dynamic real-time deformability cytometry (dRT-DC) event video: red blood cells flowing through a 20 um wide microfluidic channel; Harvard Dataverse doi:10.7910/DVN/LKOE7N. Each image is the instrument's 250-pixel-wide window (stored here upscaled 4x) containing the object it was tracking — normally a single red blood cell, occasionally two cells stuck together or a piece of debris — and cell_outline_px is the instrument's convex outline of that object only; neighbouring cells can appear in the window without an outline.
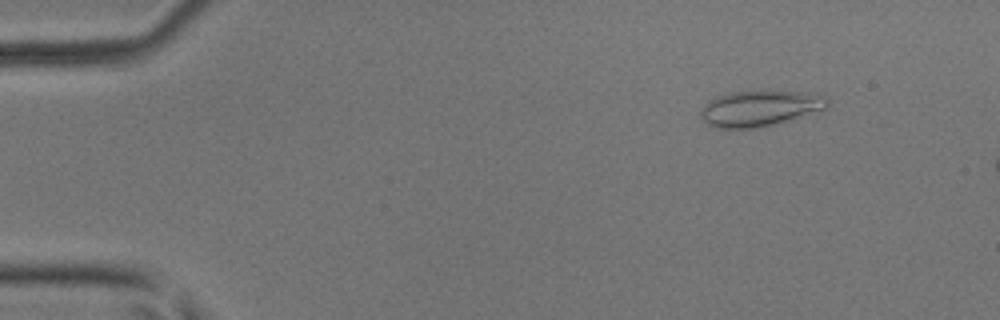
{"species": "common noctule bat (a hibernating species)", "species_latin": "Nyctalus noctula", "temperature_condition": "room temperature", "stored_images_in_passage": 3, "camera_frame_rate_fps": 3000, "um_per_image_px": 0.085, "animal": {"sex": "male", "body_mass_g": 17.9, "forearm_length_mm": 54.2}, "frame": {"image": 1, "passage_image": 1, "time_ms": 0.0, "image_size_px": [1000, 320], "cell_outline_px": [[828, 104], [824, 108], [776, 124], [760, 128], [716, 128], [700, 120], [700, 112], [704, 104], [716, 96], [728, 92], [812, 92], [824, 96], [828, 100]], "centroid_in_image_um": [64.51, 9.22], "position_along_channel_um": 20.5, "area_um2": 26.13}}